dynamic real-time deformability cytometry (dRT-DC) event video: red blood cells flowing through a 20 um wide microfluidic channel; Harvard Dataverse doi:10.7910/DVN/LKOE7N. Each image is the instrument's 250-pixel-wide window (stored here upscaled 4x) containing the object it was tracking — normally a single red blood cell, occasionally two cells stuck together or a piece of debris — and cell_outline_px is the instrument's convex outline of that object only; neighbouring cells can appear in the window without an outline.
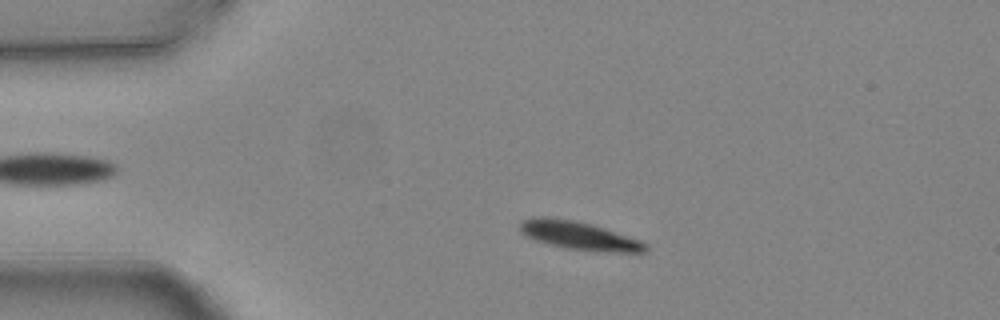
{"species": "common noctule bat (a hibernating species)", "species_latin": "Nyctalus noctula", "temperature_condition": "warm", "stored_images_in_passage": 3, "camera_frame_rate_fps": 3000, "um_per_image_px": 0.085, "animal": {"sex": "female", "body_mass_g": 24.6, "forearm_length_mm": 56.2}, "frame": {"image": 1, "passage_image": 2, "time_ms": 0.333, "image_size_px": [1000, 320], "cell_outline_px": [[648, 248], [644, 252], [596, 252], [568, 248], [548, 244], [536, 240], [520, 232], [520, 220], [536, 216], [544, 216], [572, 220], [604, 228], [640, 240], [648, 244]], "centroid_in_image_um": [49.21, 20.03], "position_along_channel_um": 35.8, "area_um2": 20.58}}